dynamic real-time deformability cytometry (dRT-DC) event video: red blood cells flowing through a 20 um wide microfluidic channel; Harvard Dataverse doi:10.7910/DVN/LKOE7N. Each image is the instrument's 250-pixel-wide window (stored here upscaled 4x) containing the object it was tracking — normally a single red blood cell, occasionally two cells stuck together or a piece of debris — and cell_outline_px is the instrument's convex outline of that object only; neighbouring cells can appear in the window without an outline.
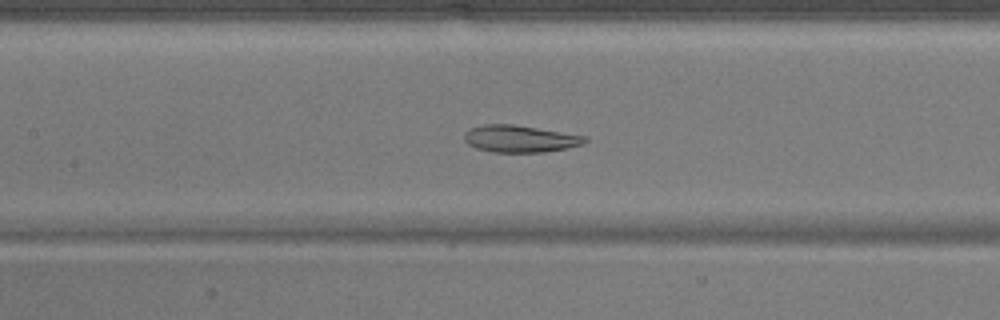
{"species": "common noctule bat (a hibernating species)", "species_latin": "Nyctalus noctula", "temperature_condition": "warm", "stored_images_in_passage": 50, "camera_frame_rate_fps": 3000, "um_per_image_px": 0.085, "animal": {"sex": "male", "body_mass_g": 17.9}, "frame": {"image": 1, "passage_image": 23, "time_ms": 7.333, "image_size_px": [1000, 320], "cell_outline_px": [[588, 140], [584, 144], [568, 148], [544, 152], [492, 152], [476, 148], [468, 144], [464, 140], [464, 132], [472, 128], [484, 124], [512, 124], [588, 136]], "centroid_in_image_um": [44.22, 11.8], "position_along_channel_um": 163.2, "area_um2": 19.07}}
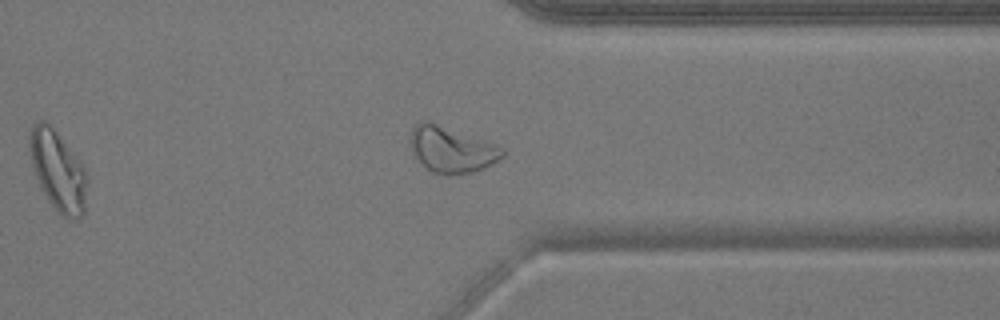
{"frame": {"image": 2, "passage_image": 39, "time_ms": 12.667, "image_size_px": [1000, 320], "cell_outline_px": [[504, 156], [484, 168], [472, 172], [448, 176], [432, 172], [412, 152], [412, 128], [420, 120], [428, 120], [496, 144], [504, 148]], "centroid_in_image_um": [38.41, 12.71], "position_along_channel_um": 373.0, "area_um2": 24.45}}
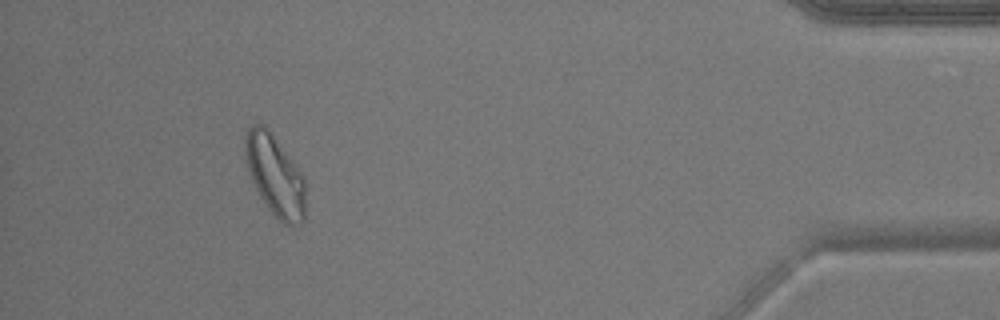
{"frame": {"image": 3, "passage_image": 46, "time_ms": 15.0, "image_size_px": [1000, 320], "cell_outline_px": [[304, 220], [300, 224], [284, 224], [268, 208], [260, 196], [252, 180], [248, 168], [244, 152], [244, 140], [248, 128], [252, 124], [264, 124], [268, 128], [304, 176]], "centroid_in_image_um": [23.36, 14.87], "position_along_channel_um": 411.8, "area_um2": 28.03}}